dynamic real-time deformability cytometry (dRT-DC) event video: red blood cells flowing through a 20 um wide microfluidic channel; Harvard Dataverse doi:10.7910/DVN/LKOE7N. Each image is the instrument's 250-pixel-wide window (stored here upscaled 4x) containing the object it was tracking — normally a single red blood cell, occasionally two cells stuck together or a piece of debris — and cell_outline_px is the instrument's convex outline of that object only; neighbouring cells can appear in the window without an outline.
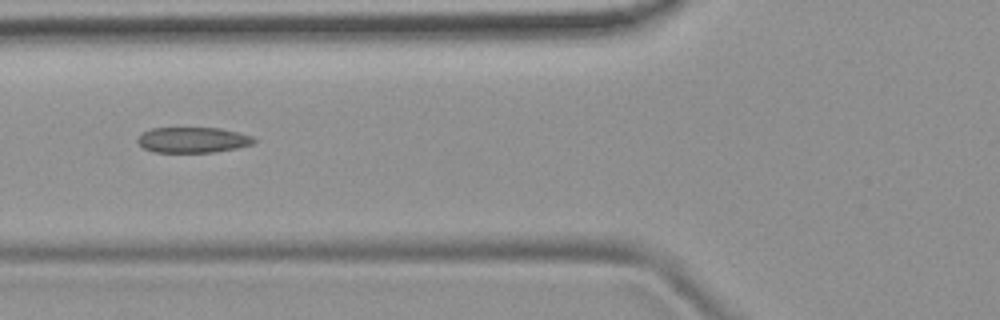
{"species": "common noctule bat (a hibernating species)", "species_latin": "Nyctalus noctula", "temperature_condition": "room temperature", "stored_images_in_passage": 7, "camera_frame_rate_fps": 3000, "um_per_image_px": 0.085, "animal": {"sex": "female", "body_mass_g": 19.9}, "frame": {"image": 1, "passage_image": 5, "time_ms": 4.667, "image_size_px": [1000, 320], "cell_outline_px": [[256, 140], [252, 144], [236, 148], [212, 152], [152, 152], [144, 148], [136, 140], [144, 132], [152, 128], [220, 128], [252, 136]], "centroid_in_image_um": [16.38, 11.89], "position_along_channel_um": 109.4, "area_um2": 17.11}}
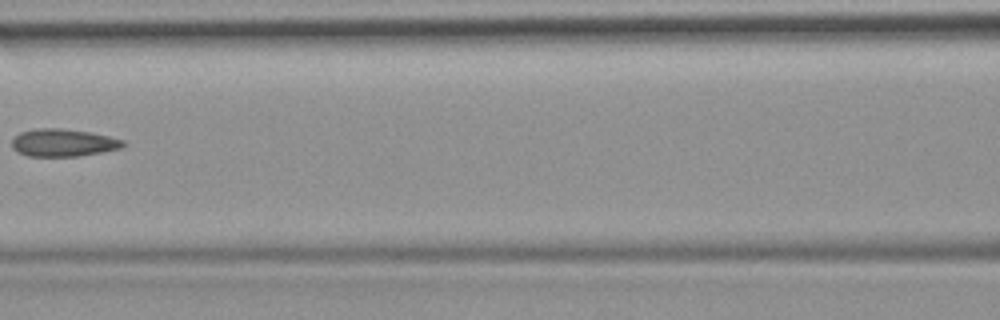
{"frame": {"image": 2, "passage_image": 6, "time_ms": 6.0, "image_size_px": [1000, 320], "cell_outline_px": [[128, 144], [120, 148], [80, 156], [28, 156], [12, 148], [12, 140], [20, 132], [36, 128], [60, 128], [92, 132], [124, 140]], "centroid_in_image_um": [5.39, 12.12], "position_along_channel_um": 161.2, "area_um2": 17.86}}
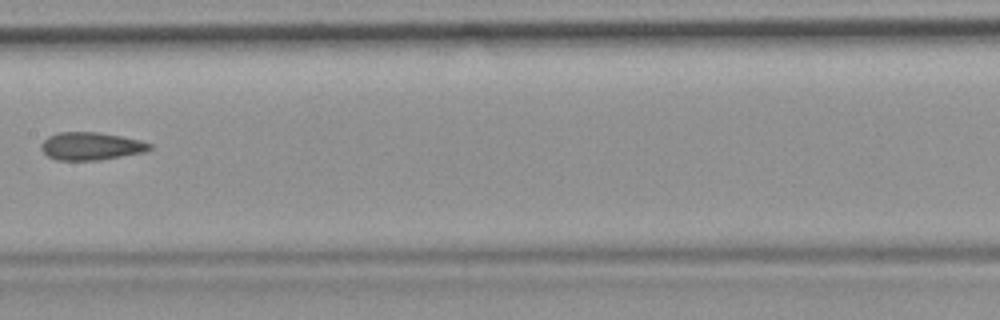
{"frame": {"image": 3, "passage_image": 7, "time_ms": 7.0, "image_size_px": [1000, 320], "cell_outline_px": [[152, 148], [144, 152], [100, 160], [56, 160], [48, 156], [40, 148], [40, 144], [48, 136], [60, 132], [100, 132], [140, 140], [152, 144]], "centroid_in_image_um": [7.72, 12.42], "position_along_channel_um": 199.7, "area_um2": 17.57}}